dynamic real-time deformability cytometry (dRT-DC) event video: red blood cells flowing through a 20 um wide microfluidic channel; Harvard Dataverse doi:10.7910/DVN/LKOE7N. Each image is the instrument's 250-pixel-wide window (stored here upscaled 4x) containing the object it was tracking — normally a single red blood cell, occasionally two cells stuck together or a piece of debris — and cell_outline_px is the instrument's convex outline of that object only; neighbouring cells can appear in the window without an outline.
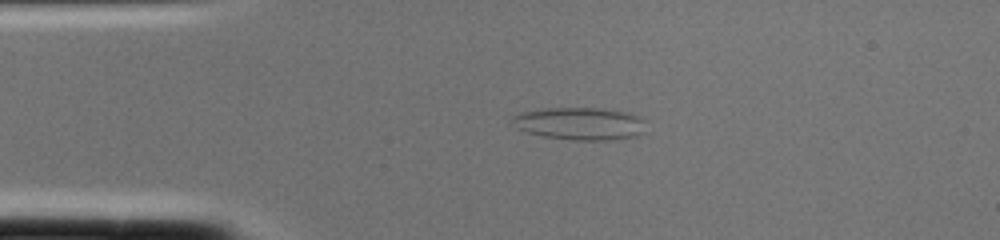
{"species": "common noctule bat (a hibernating species)", "species_latin": "Nyctalus noctula", "temperature_condition": "cold", "stored_images_in_passage": 1, "camera_frame_rate_fps": 3000, "um_per_image_px": 0.085, "animal": {"sex": "female", "body_mass_g": 22.0, "forearm_length_mm": 56.7}, "frame": {"image": 1, "passage_image": 1, "time_ms": 0.0, "image_size_px": [1000, 240], "cell_outline_px": [[644, 132], [636, 136], [612, 140], [572, 140], [544, 136], [528, 132], [516, 128], [508, 120], [512, 116], [520, 112], [544, 108], [600, 108], [624, 112], [636, 116], [644, 120]], "centroid_in_image_um": [49.23, 10.51], "position_along_channel_um": 35.8, "area_um2": 25.43}}